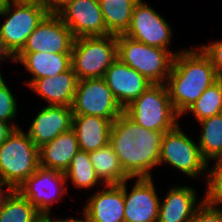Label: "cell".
Here are the masks:
<instances>
[{
    "mask_svg": "<svg viewBox=\"0 0 222 222\" xmlns=\"http://www.w3.org/2000/svg\"><path fill=\"white\" fill-rule=\"evenodd\" d=\"M6 57H10L13 61H15V56L11 53V51L6 47L5 43L0 38V60L6 59Z\"/></svg>",
    "mask_w": 222,
    "mask_h": 222,
    "instance_id": "e575fe53",
    "label": "cell"
},
{
    "mask_svg": "<svg viewBox=\"0 0 222 222\" xmlns=\"http://www.w3.org/2000/svg\"><path fill=\"white\" fill-rule=\"evenodd\" d=\"M191 187H174L159 204L157 222H190L198 206Z\"/></svg>",
    "mask_w": 222,
    "mask_h": 222,
    "instance_id": "44dd1931",
    "label": "cell"
},
{
    "mask_svg": "<svg viewBox=\"0 0 222 222\" xmlns=\"http://www.w3.org/2000/svg\"><path fill=\"white\" fill-rule=\"evenodd\" d=\"M164 161L190 177L198 176L208 165L199 146L181 131L179 125L163 134L159 164Z\"/></svg>",
    "mask_w": 222,
    "mask_h": 222,
    "instance_id": "9c48e42d",
    "label": "cell"
},
{
    "mask_svg": "<svg viewBox=\"0 0 222 222\" xmlns=\"http://www.w3.org/2000/svg\"><path fill=\"white\" fill-rule=\"evenodd\" d=\"M123 182L124 222H157L160 200L151 178H138L131 192Z\"/></svg>",
    "mask_w": 222,
    "mask_h": 222,
    "instance_id": "9a60e30c",
    "label": "cell"
},
{
    "mask_svg": "<svg viewBox=\"0 0 222 222\" xmlns=\"http://www.w3.org/2000/svg\"><path fill=\"white\" fill-rule=\"evenodd\" d=\"M52 222H91V220L88 218V216L84 213V219L79 220V219H56L55 221L53 220Z\"/></svg>",
    "mask_w": 222,
    "mask_h": 222,
    "instance_id": "8d00e7d4",
    "label": "cell"
},
{
    "mask_svg": "<svg viewBox=\"0 0 222 222\" xmlns=\"http://www.w3.org/2000/svg\"><path fill=\"white\" fill-rule=\"evenodd\" d=\"M124 35L148 46L167 49L172 31L163 17L139 0L133 8L131 22Z\"/></svg>",
    "mask_w": 222,
    "mask_h": 222,
    "instance_id": "7c38bea8",
    "label": "cell"
},
{
    "mask_svg": "<svg viewBox=\"0 0 222 222\" xmlns=\"http://www.w3.org/2000/svg\"><path fill=\"white\" fill-rule=\"evenodd\" d=\"M216 161L217 164L209 173L210 180L208 179L207 194L204 200L218 205L222 203V157L216 158Z\"/></svg>",
    "mask_w": 222,
    "mask_h": 222,
    "instance_id": "f1b7e54d",
    "label": "cell"
},
{
    "mask_svg": "<svg viewBox=\"0 0 222 222\" xmlns=\"http://www.w3.org/2000/svg\"><path fill=\"white\" fill-rule=\"evenodd\" d=\"M57 15L75 38L110 34L106 29L99 0H73Z\"/></svg>",
    "mask_w": 222,
    "mask_h": 222,
    "instance_id": "4fadbf2b",
    "label": "cell"
},
{
    "mask_svg": "<svg viewBox=\"0 0 222 222\" xmlns=\"http://www.w3.org/2000/svg\"><path fill=\"white\" fill-rule=\"evenodd\" d=\"M118 58L116 35L75 38L71 63L78 80L102 78Z\"/></svg>",
    "mask_w": 222,
    "mask_h": 222,
    "instance_id": "8992f818",
    "label": "cell"
},
{
    "mask_svg": "<svg viewBox=\"0 0 222 222\" xmlns=\"http://www.w3.org/2000/svg\"><path fill=\"white\" fill-rule=\"evenodd\" d=\"M77 83V75L71 67L69 70L54 77L39 78L29 87L47 100L48 105L71 107Z\"/></svg>",
    "mask_w": 222,
    "mask_h": 222,
    "instance_id": "ac0fdd59",
    "label": "cell"
},
{
    "mask_svg": "<svg viewBox=\"0 0 222 222\" xmlns=\"http://www.w3.org/2000/svg\"><path fill=\"white\" fill-rule=\"evenodd\" d=\"M42 217L17 190H8L0 209V222H37Z\"/></svg>",
    "mask_w": 222,
    "mask_h": 222,
    "instance_id": "d4e9b609",
    "label": "cell"
},
{
    "mask_svg": "<svg viewBox=\"0 0 222 222\" xmlns=\"http://www.w3.org/2000/svg\"><path fill=\"white\" fill-rule=\"evenodd\" d=\"M1 186H5V185L0 183V209H1V206H2V203H3L4 199L6 197V195L3 196L5 191H3Z\"/></svg>",
    "mask_w": 222,
    "mask_h": 222,
    "instance_id": "74e56055",
    "label": "cell"
},
{
    "mask_svg": "<svg viewBox=\"0 0 222 222\" xmlns=\"http://www.w3.org/2000/svg\"><path fill=\"white\" fill-rule=\"evenodd\" d=\"M15 128L0 145V183L16 190L40 166L39 148Z\"/></svg>",
    "mask_w": 222,
    "mask_h": 222,
    "instance_id": "3957f363",
    "label": "cell"
},
{
    "mask_svg": "<svg viewBox=\"0 0 222 222\" xmlns=\"http://www.w3.org/2000/svg\"><path fill=\"white\" fill-rule=\"evenodd\" d=\"M16 112V100L0 75V121H10L15 117Z\"/></svg>",
    "mask_w": 222,
    "mask_h": 222,
    "instance_id": "f546056e",
    "label": "cell"
},
{
    "mask_svg": "<svg viewBox=\"0 0 222 222\" xmlns=\"http://www.w3.org/2000/svg\"><path fill=\"white\" fill-rule=\"evenodd\" d=\"M219 79L210 58L201 49L178 52L166 83L177 114L187 113L204 91Z\"/></svg>",
    "mask_w": 222,
    "mask_h": 222,
    "instance_id": "7a4b0ae2",
    "label": "cell"
},
{
    "mask_svg": "<svg viewBox=\"0 0 222 222\" xmlns=\"http://www.w3.org/2000/svg\"><path fill=\"white\" fill-rule=\"evenodd\" d=\"M73 0H46V10L48 14H58Z\"/></svg>",
    "mask_w": 222,
    "mask_h": 222,
    "instance_id": "d6a6232c",
    "label": "cell"
},
{
    "mask_svg": "<svg viewBox=\"0 0 222 222\" xmlns=\"http://www.w3.org/2000/svg\"><path fill=\"white\" fill-rule=\"evenodd\" d=\"M139 0H99L107 31L112 35L125 34L132 12Z\"/></svg>",
    "mask_w": 222,
    "mask_h": 222,
    "instance_id": "cb8c5ba5",
    "label": "cell"
},
{
    "mask_svg": "<svg viewBox=\"0 0 222 222\" xmlns=\"http://www.w3.org/2000/svg\"><path fill=\"white\" fill-rule=\"evenodd\" d=\"M112 120L90 115H73L72 129L76 134L79 149L94 152L110 141Z\"/></svg>",
    "mask_w": 222,
    "mask_h": 222,
    "instance_id": "d6986e66",
    "label": "cell"
},
{
    "mask_svg": "<svg viewBox=\"0 0 222 222\" xmlns=\"http://www.w3.org/2000/svg\"><path fill=\"white\" fill-rule=\"evenodd\" d=\"M11 1L9 0L4 10L0 12V16H7L6 21L0 27V38L16 56L24 47L29 35L48 15V12L44 7L36 4ZM12 3L15 11L12 10Z\"/></svg>",
    "mask_w": 222,
    "mask_h": 222,
    "instance_id": "52a82bcc",
    "label": "cell"
},
{
    "mask_svg": "<svg viewBox=\"0 0 222 222\" xmlns=\"http://www.w3.org/2000/svg\"><path fill=\"white\" fill-rule=\"evenodd\" d=\"M37 222H52L50 216H43L40 220H38Z\"/></svg>",
    "mask_w": 222,
    "mask_h": 222,
    "instance_id": "ab89813d",
    "label": "cell"
},
{
    "mask_svg": "<svg viewBox=\"0 0 222 222\" xmlns=\"http://www.w3.org/2000/svg\"><path fill=\"white\" fill-rule=\"evenodd\" d=\"M190 222H222V210L216 204L203 200Z\"/></svg>",
    "mask_w": 222,
    "mask_h": 222,
    "instance_id": "4dcf8cb0",
    "label": "cell"
},
{
    "mask_svg": "<svg viewBox=\"0 0 222 222\" xmlns=\"http://www.w3.org/2000/svg\"><path fill=\"white\" fill-rule=\"evenodd\" d=\"M65 180V172L39 166L16 190L29 200L42 216L47 217L50 215V204L58 201L57 199L62 197L63 193L65 194ZM53 186L57 191L53 190ZM56 194L58 198L55 197Z\"/></svg>",
    "mask_w": 222,
    "mask_h": 222,
    "instance_id": "30bf717a",
    "label": "cell"
},
{
    "mask_svg": "<svg viewBox=\"0 0 222 222\" xmlns=\"http://www.w3.org/2000/svg\"><path fill=\"white\" fill-rule=\"evenodd\" d=\"M118 58L145 76L153 84H164L168 78L174 56L168 49L148 46L124 34L116 36Z\"/></svg>",
    "mask_w": 222,
    "mask_h": 222,
    "instance_id": "277c9868",
    "label": "cell"
},
{
    "mask_svg": "<svg viewBox=\"0 0 222 222\" xmlns=\"http://www.w3.org/2000/svg\"><path fill=\"white\" fill-rule=\"evenodd\" d=\"M9 0H0V12L4 10Z\"/></svg>",
    "mask_w": 222,
    "mask_h": 222,
    "instance_id": "f35d334b",
    "label": "cell"
},
{
    "mask_svg": "<svg viewBox=\"0 0 222 222\" xmlns=\"http://www.w3.org/2000/svg\"><path fill=\"white\" fill-rule=\"evenodd\" d=\"M192 114L200 122L203 119L222 113V78L208 87L196 100L187 112Z\"/></svg>",
    "mask_w": 222,
    "mask_h": 222,
    "instance_id": "83f0119b",
    "label": "cell"
},
{
    "mask_svg": "<svg viewBox=\"0 0 222 222\" xmlns=\"http://www.w3.org/2000/svg\"><path fill=\"white\" fill-rule=\"evenodd\" d=\"M15 61L22 63L34 75L32 80L26 83L28 86L39 78L54 77L72 67L71 54L48 52L18 53L15 56Z\"/></svg>",
    "mask_w": 222,
    "mask_h": 222,
    "instance_id": "7402d4cb",
    "label": "cell"
},
{
    "mask_svg": "<svg viewBox=\"0 0 222 222\" xmlns=\"http://www.w3.org/2000/svg\"><path fill=\"white\" fill-rule=\"evenodd\" d=\"M103 78L123 110L153 84L119 58L106 70Z\"/></svg>",
    "mask_w": 222,
    "mask_h": 222,
    "instance_id": "5bb4252c",
    "label": "cell"
},
{
    "mask_svg": "<svg viewBox=\"0 0 222 222\" xmlns=\"http://www.w3.org/2000/svg\"><path fill=\"white\" fill-rule=\"evenodd\" d=\"M200 48L210 58L217 74L222 78V41H217Z\"/></svg>",
    "mask_w": 222,
    "mask_h": 222,
    "instance_id": "1f68e13d",
    "label": "cell"
},
{
    "mask_svg": "<svg viewBox=\"0 0 222 222\" xmlns=\"http://www.w3.org/2000/svg\"><path fill=\"white\" fill-rule=\"evenodd\" d=\"M75 37L57 14H48L29 35L19 53L71 54Z\"/></svg>",
    "mask_w": 222,
    "mask_h": 222,
    "instance_id": "8fae6325",
    "label": "cell"
},
{
    "mask_svg": "<svg viewBox=\"0 0 222 222\" xmlns=\"http://www.w3.org/2000/svg\"><path fill=\"white\" fill-rule=\"evenodd\" d=\"M13 1L20 2V3L36 4L46 9V0H13Z\"/></svg>",
    "mask_w": 222,
    "mask_h": 222,
    "instance_id": "d590c367",
    "label": "cell"
},
{
    "mask_svg": "<svg viewBox=\"0 0 222 222\" xmlns=\"http://www.w3.org/2000/svg\"><path fill=\"white\" fill-rule=\"evenodd\" d=\"M124 112L141 127L153 131L167 132L178 125L179 115L173 108L166 83L149 86Z\"/></svg>",
    "mask_w": 222,
    "mask_h": 222,
    "instance_id": "5b68a950",
    "label": "cell"
},
{
    "mask_svg": "<svg viewBox=\"0 0 222 222\" xmlns=\"http://www.w3.org/2000/svg\"><path fill=\"white\" fill-rule=\"evenodd\" d=\"M200 123L203 131L198 146L203 158L208 162L222 157V113L203 119Z\"/></svg>",
    "mask_w": 222,
    "mask_h": 222,
    "instance_id": "484cf974",
    "label": "cell"
},
{
    "mask_svg": "<svg viewBox=\"0 0 222 222\" xmlns=\"http://www.w3.org/2000/svg\"><path fill=\"white\" fill-rule=\"evenodd\" d=\"M73 111L68 106L47 105L33 120L27 134L40 148L72 128Z\"/></svg>",
    "mask_w": 222,
    "mask_h": 222,
    "instance_id": "2e32d148",
    "label": "cell"
},
{
    "mask_svg": "<svg viewBox=\"0 0 222 222\" xmlns=\"http://www.w3.org/2000/svg\"><path fill=\"white\" fill-rule=\"evenodd\" d=\"M71 108L73 115L97 116L113 122L124 112L103 77L78 80Z\"/></svg>",
    "mask_w": 222,
    "mask_h": 222,
    "instance_id": "ba28073f",
    "label": "cell"
},
{
    "mask_svg": "<svg viewBox=\"0 0 222 222\" xmlns=\"http://www.w3.org/2000/svg\"><path fill=\"white\" fill-rule=\"evenodd\" d=\"M79 150L76 134L71 128L39 148L40 167L65 172Z\"/></svg>",
    "mask_w": 222,
    "mask_h": 222,
    "instance_id": "ffe728a7",
    "label": "cell"
},
{
    "mask_svg": "<svg viewBox=\"0 0 222 222\" xmlns=\"http://www.w3.org/2000/svg\"><path fill=\"white\" fill-rule=\"evenodd\" d=\"M164 133L141 127L125 112L112 123L109 143L130 178H152L149 171L159 165Z\"/></svg>",
    "mask_w": 222,
    "mask_h": 222,
    "instance_id": "6da1fadb",
    "label": "cell"
},
{
    "mask_svg": "<svg viewBox=\"0 0 222 222\" xmlns=\"http://www.w3.org/2000/svg\"><path fill=\"white\" fill-rule=\"evenodd\" d=\"M15 128H18V126H10L8 122L0 121V145L8 138Z\"/></svg>",
    "mask_w": 222,
    "mask_h": 222,
    "instance_id": "836d02e7",
    "label": "cell"
},
{
    "mask_svg": "<svg viewBox=\"0 0 222 222\" xmlns=\"http://www.w3.org/2000/svg\"><path fill=\"white\" fill-rule=\"evenodd\" d=\"M90 160L99 180L105 185H118L131 179L123 170L118 156L110 143L89 152Z\"/></svg>",
    "mask_w": 222,
    "mask_h": 222,
    "instance_id": "603a6c76",
    "label": "cell"
},
{
    "mask_svg": "<svg viewBox=\"0 0 222 222\" xmlns=\"http://www.w3.org/2000/svg\"><path fill=\"white\" fill-rule=\"evenodd\" d=\"M105 187L88 200L84 213L91 222H124L123 183Z\"/></svg>",
    "mask_w": 222,
    "mask_h": 222,
    "instance_id": "e0dca14e",
    "label": "cell"
},
{
    "mask_svg": "<svg viewBox=\"0 0 222 222\" xmlns=\"http://www.w3.org/2000/svg\"><path fill=\"white\" fill-rule=\"evenodd\" d=\"M66 179L71 178L76 187L91 188L99 182L89 157V152L79 150L71 159L65 171Z\"/></svg>",
    "mask_w": 222,
    "mask_h": 222,
    "instance_id": "4316f807",
    "label": "cell"
}]
</instances>
